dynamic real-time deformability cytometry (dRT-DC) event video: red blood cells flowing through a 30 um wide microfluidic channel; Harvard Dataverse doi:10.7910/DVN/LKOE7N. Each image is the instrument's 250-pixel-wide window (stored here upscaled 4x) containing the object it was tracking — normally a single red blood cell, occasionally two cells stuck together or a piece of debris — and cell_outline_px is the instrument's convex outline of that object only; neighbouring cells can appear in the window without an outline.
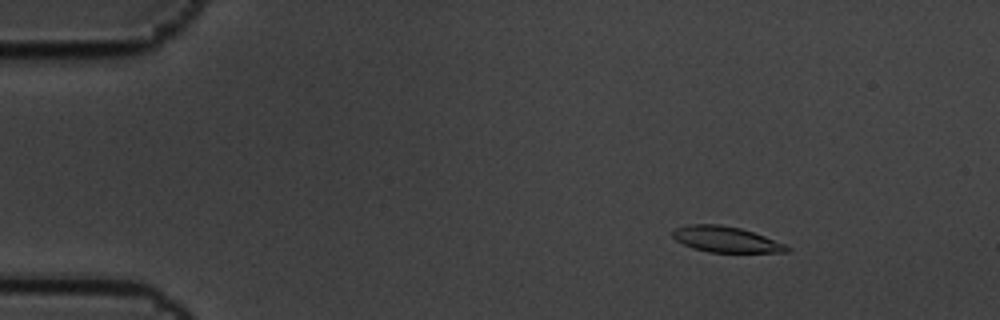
{"species": "common noctule bat (a hibernating species)", "species_latin": "Nyctalus noctula", "temperature_condition": "cold", "stored_images_in_passage": 8, "camera_frame_rate_fps": 3000, "um_per_image_px": 0.085, "animal": {"sex": "male", "body_mass_g": 19.5, "forearm_length_mm": 54.6}, "frame": {"image": 1, "passage_image": 3, "time_ms": 0.667, "image_size_px": [1000, 320], "cell_outline_px": [[792, 248], [788, 252], [708, 252], [692, 248], [676, 240], [672, 236], [672, 228], [688, 224], [720, 224], [740, 228], [764, 236], [784, 244]], "centroid_in_image_um": [61.65, 20.34], "position_along_channel_um": 23.3, "area_um2": 17.17}}
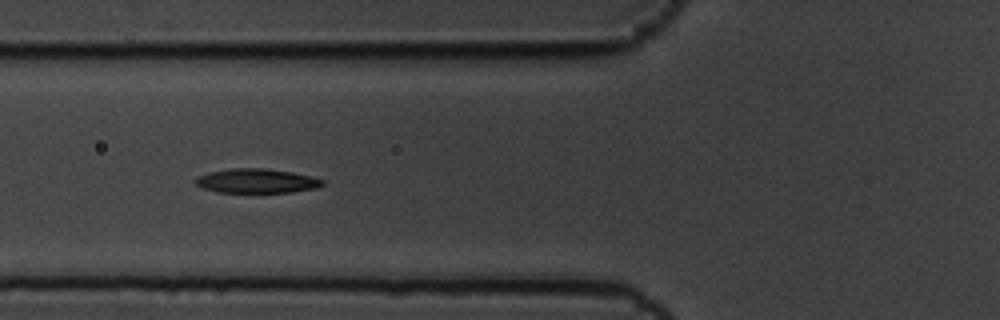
{"frame": {"image": 2, "passage_image": 7, "time_ms": 2.0, "image_size_px": [1000, 320], "cell_outline_px": [[324, 184], [316, 188], [292, 192], [216, 192], [204, 188], [196, 184], [192, 180], [196, 176], [208, 172], [232, 168], [264, 168], [292, 172], [312, 176], [324, 180]], "centroid_in_image_um": [21.79, 15.37], "position_along_channel_um": 104.0, "area_um2": 18.09}}
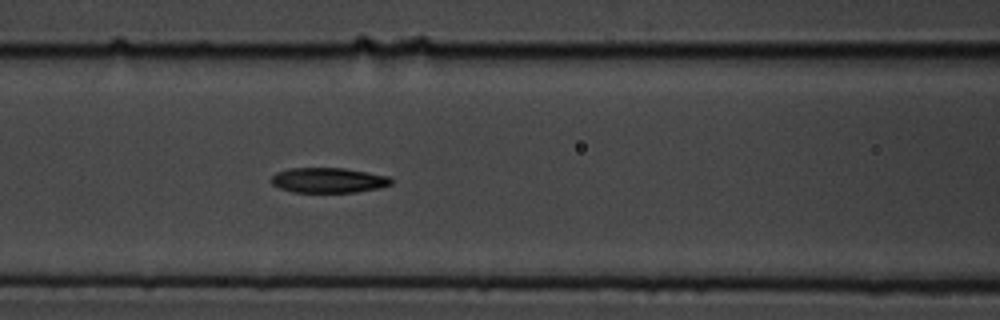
{"frame": {"image": 3, "passage_image": 8, "time_ms": 2.333, "image_size_px": [1000, 320], "cell_outline_px": [[392, 184], [380, 188], [356, 192], [292, 192], [280, 188], [272, 184], [272, 176], [276, 172], [288, 168], [344, 168], [368, 172], [388, 176], [392, 180]], "centroid_in_image_um": [27.92, 15.32], "position_along_channel_um": 138.7, "area_um2": 17.57}}